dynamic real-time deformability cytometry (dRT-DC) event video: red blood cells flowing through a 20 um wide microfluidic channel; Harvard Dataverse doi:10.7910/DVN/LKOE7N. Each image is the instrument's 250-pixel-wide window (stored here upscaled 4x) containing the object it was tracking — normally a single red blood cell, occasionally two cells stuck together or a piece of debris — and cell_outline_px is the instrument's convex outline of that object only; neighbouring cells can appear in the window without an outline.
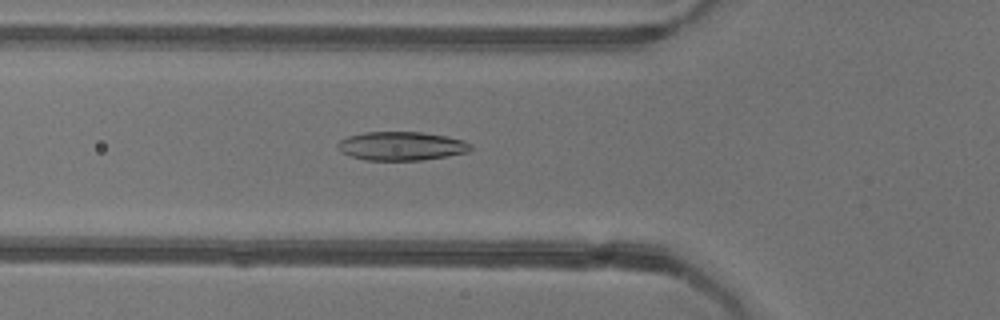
{"species": "common noctule bat (a hibernating species)", "species_latin": "Nyctalus noctula", "temperature_condition": "warm", "stored_images_in_passage": 52, "camera_frame_rate_fps": 3000, "um_per_image_px": 0.085, "animal": {"sex": "female"}, "frame": {"image": 1, "passage_image": 18, "time_ms": 5.667, "image_size_px": [1000, 320], "cell_outline_px": [[472, 148], [468, 152], [448, 156], [420, 160], [364, 160], [348, 156], [340, 152], [336, 148], [336, 144], [340, 140], [348, 136], [364, 132], [424, 132], [464, 140], [472, 144]], "centroid_in_image_um": [34.08, 12.41], "position_along_channel_um": 91.7, "area_um2": 22.48}}
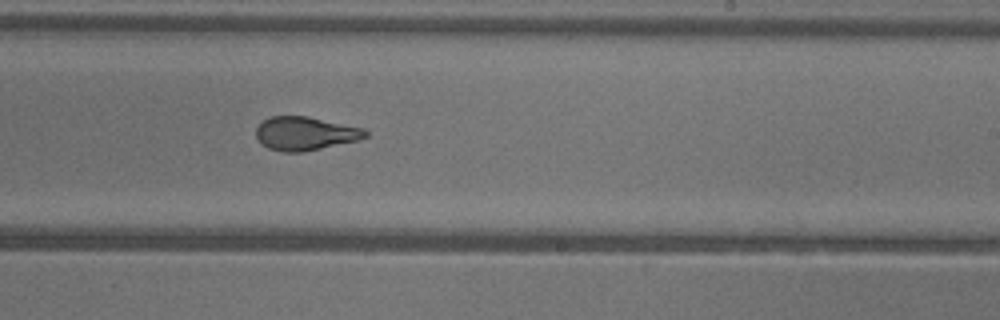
{"frame": {"image": 2, "passage_image": 31, "time_ms": 10.0, "image_size_px": [1000, 320], "cell_outline_px": [[368, 136], [356, 140], [304, 152], [284, 152], [268, 148], [260, 144], [256, 136], [256, 128], [264, 120], [272, 116], [308, 116], [364, 128], [368, 132]], "centroid_in_image_um": [25.92, 11.35], "position_along_channel_um": 263.1, "area_um2": 21.33}}
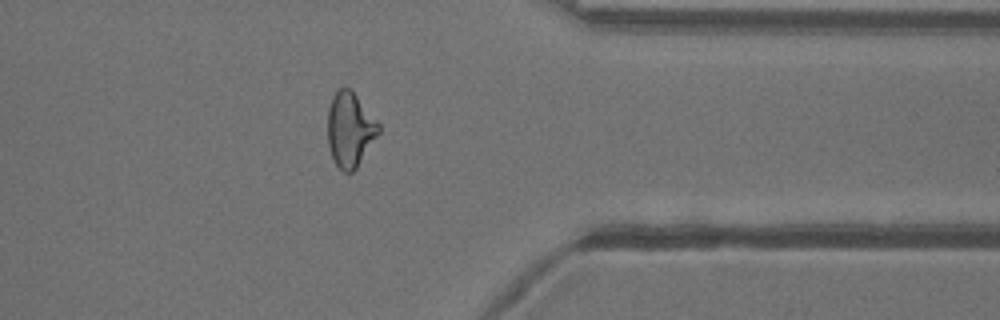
{"frame": {"image": 3, "passage_image": 41, "time_ms": 13.333, "image_size_px": [1000, 320], "cell_outline_px": [[380, 132], [356, 168], [352, 172], [344, 172], [336, 164], [328, 148], [328, 108], [332, 96], [340, 88], [352, 88], [380, 124]], "centroid_in_image_um": [29.75, 10.98], "position_along_channel_um": 381.6, "area_um2": 22.25}, "authors_computed_cell_mechanics": {"area_um2": 22.5131, "velocity_mm_per_s": 3.9414, "shape_relaxation_time_tau1_ms": 6.2867, "shape_relaxation_time_tau2_ms": 1.4636, "deformation_change_tau1": 0.2015, "deformation_change_tau2": 0.0771}}